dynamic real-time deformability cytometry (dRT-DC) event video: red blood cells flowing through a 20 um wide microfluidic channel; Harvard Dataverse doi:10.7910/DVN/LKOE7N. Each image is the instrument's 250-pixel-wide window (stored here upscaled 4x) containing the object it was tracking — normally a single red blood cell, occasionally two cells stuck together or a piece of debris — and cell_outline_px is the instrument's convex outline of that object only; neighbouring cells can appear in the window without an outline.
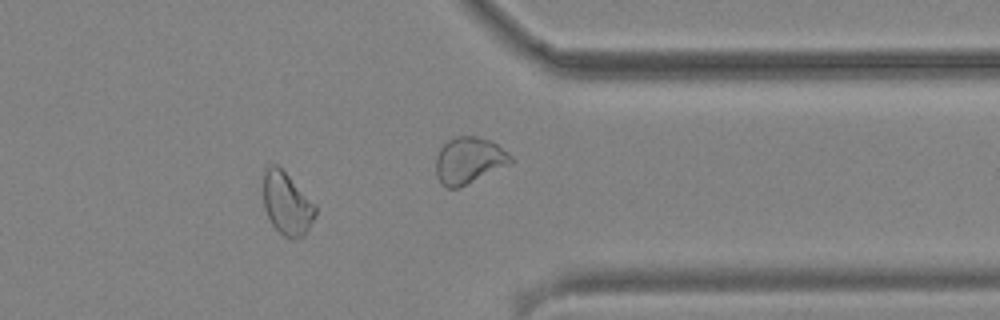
{"species": "common noctule bat (a hibernating species)", "species_latin": "Nyctalus noctula", "temperature_condition": "cold", "stored_images_in_passage": 36, "camera_frame_rate_fps": 3000, "um_per_image_px": 0.085, "animal": {"sex": "male", "body_mass_g": 19.2, "forearm_length_mm": 51.8}, "frame": {"image": 1, "passage_image": 26, "time_ms": 8.333, "image_size_px": [1000, 320], "cell_outline_px": [[316, 216], [304, 236], [292, 240], [284, 236], [272, 224], [264, 208], [264, 172], [268, 164], [276, 164], [316, 204]], "centroid_in_image_um": [24.4, 17.33], "position_along_channel_um": 387.0, "area_um2": 18.9}}